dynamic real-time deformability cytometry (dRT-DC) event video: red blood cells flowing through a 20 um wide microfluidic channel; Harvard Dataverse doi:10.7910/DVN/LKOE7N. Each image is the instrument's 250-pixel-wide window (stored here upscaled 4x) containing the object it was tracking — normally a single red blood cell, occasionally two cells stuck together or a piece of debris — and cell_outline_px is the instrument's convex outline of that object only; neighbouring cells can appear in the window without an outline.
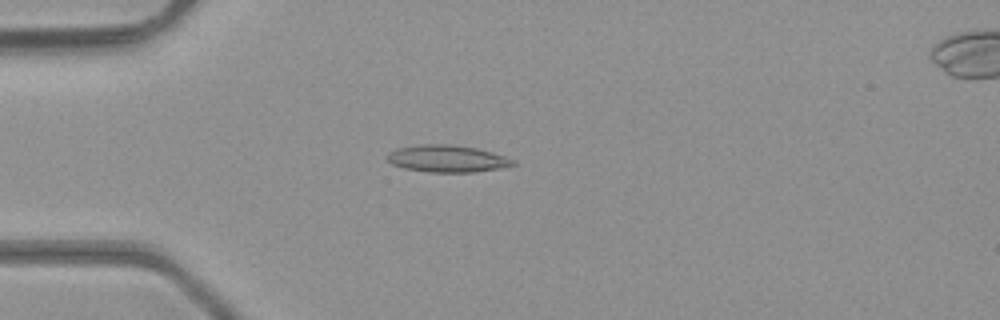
{"species": "common noctule bat (a hibernating species)", "species_latin": "Nyctalus noctula", "temperature_condition": "room temperature", "stored_images_in_passage": 43, "camera_frame_rate_fps": 3000, "um_per_image_px": 0.085, "animal": {"sex": "male", "body_mass_g": 23.1, "forearm_length_mm": 52.7}, "frame": {"image": 1, "passage_image": 9, "time_ms": 2.667, "image_size_px": [1000, 320], "cell_outline_px": [[516, 164], [500, 168], [472, 172], [428, 172], [404, 168], [392, 164], [384, 156], [388, 152], [396, 148], [420, 144], [452, 144], [476, 148], [492, 152], [504, 156], [512, 160]], "centroid_in_image_um": [37.94, 13.48], "position_along_channel_um": 47.1, "area_um2": 19.83}}
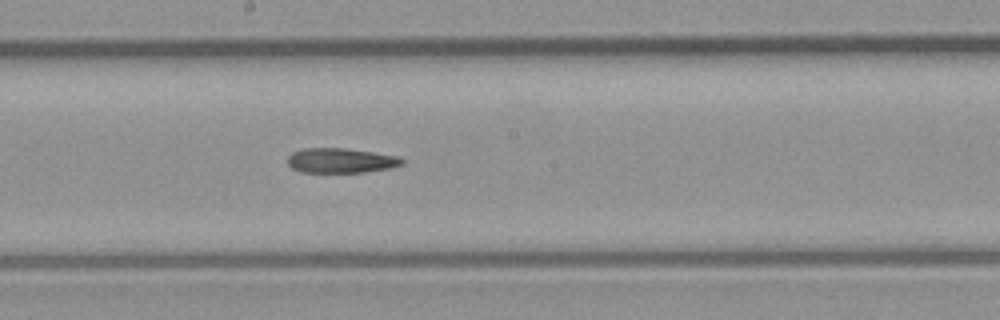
{"frame": {"image": 2, "passage_image": 22, "time_ms": 7.0, "image_size_px": [1000, 320], "cell_outline_px": [[404, 164], [392, 168], [364, 172], [300, 172], [292, 168], [288, 164], [288, 156], [292, 152], [304, 148], [344, 148], [400, 156], [404, 160]], "centroid_in_image_um": [28.99, 13.64], "position_along_channel_um": 219.2, "area_um2": 16.65}}
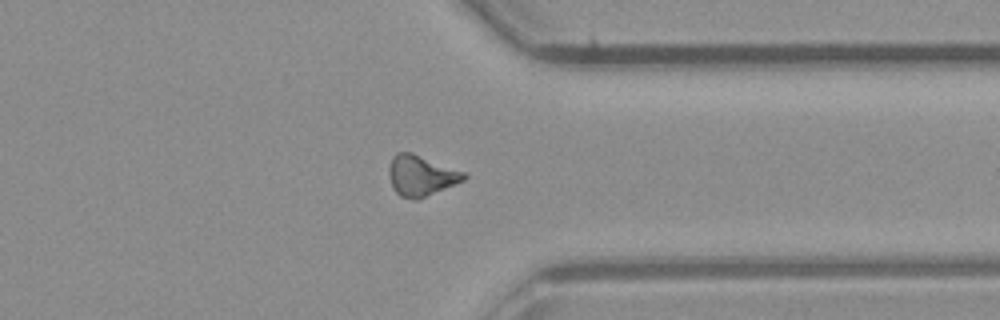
{"frame": {"image": 3, "passage_image": 33, "time_ms": 10.667, "image_size_px": [1000, 320], "cell_outline_px": [[468, 176], [464, 180], [416, 200], [400, 196], [396, 192], [388, 176], [388, 168], [392, 156], [396, 152], [412, 152], [464, 172]], "centroid_in_image_um": [35.75, 14.9], "position_along_channel_um": 375.7, "area_um2": 17.57}}